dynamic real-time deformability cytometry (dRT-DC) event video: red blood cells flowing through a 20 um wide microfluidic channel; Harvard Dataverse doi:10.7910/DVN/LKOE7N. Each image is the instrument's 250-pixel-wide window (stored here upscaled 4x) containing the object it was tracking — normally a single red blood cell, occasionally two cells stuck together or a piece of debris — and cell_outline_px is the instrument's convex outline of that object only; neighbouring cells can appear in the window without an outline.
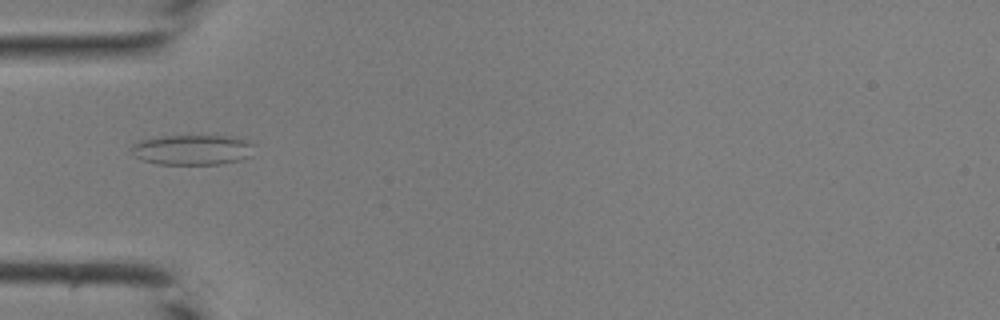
{"species": "common noctule bat (a hibernating species)", "species_latin": "Nyctalus noctula", "temperature_condition": "room temperature", "stored_images_in_passage": 18, "camera_frame_rate_fps": 3000, "um_per_image_px": 0.085, "animal": {"sex": "male", "body_mass_g": 19.0, "forearm_length_mm": 50.8}, "frame": {"image": 1, "passage_image": 3, "time_ms": 0.667, "image_size_px": [1000, 320], "cell_outline_px": [[252, 144], [248, 156], [240, 160], [220, 164], [160, 164], [144, 160], [136, 156], [132, 152], [132, 144], [140, 140], [160, 136], [224, 136], [244, 140]], "centroid_in_image_um": [16.28, 12.73], "position_along_channel_um": 68.7, "area_um2": 21.1}}